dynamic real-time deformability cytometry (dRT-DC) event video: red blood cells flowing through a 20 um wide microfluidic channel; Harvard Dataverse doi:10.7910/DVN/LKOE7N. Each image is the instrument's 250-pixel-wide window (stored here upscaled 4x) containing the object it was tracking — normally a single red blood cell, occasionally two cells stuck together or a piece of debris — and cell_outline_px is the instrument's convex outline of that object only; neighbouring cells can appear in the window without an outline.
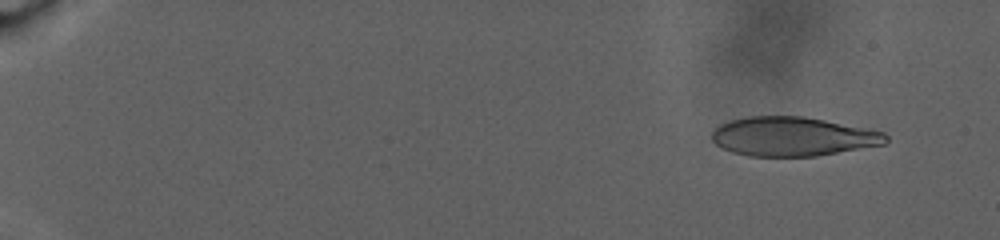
{"species": "human", "species_latin": "Homo sapiens", "temperature_condition": "warm", "stored_images_in_passage": 89, "camera_frame_rate_fps": 3000, "um_per_image_px": 0.085, "donor": {"sex": "male"}, "frame": {"image": 1, "passage_image": 8, "time_ms": 2.333, "image_size_px": [1000, 240], "cell_outline_px": [[888, 140], [884, 144], [816, 156], [748, 156], [732, 152], [716, 144], [712, 140], [712, 132], [720, 124], [732, 120], [748, 116], [804, 116], [868, 128], [884, 132], [888, 136]], "centroid_in_image_um": [67.4, 11.6], "position_along_channel_um": 17.6, "area_um2": 39.59}}
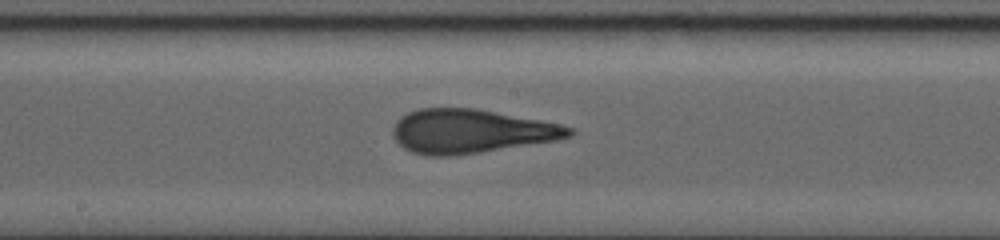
{"frame": {"image": 2, "passage_image": 53, "time_ms": 17.333, "image_size_px": [1000, 240], "cell_outline_px": [[576, 132], [572, 136], [556, 140], [480, 152], [452, 156], [428, 156], [412, 152], [404, 148], [396, 140], [392, 132], [392, 128], [396, 120], [400, 116], [408, 112], [420, 108], [476, 108], [540, 120], [560, 124], [576, 128]], "centroid_in_image_um": [40.02, 11.15], "position_along_channel_um": 208.2, "area_um2": 45.2}}
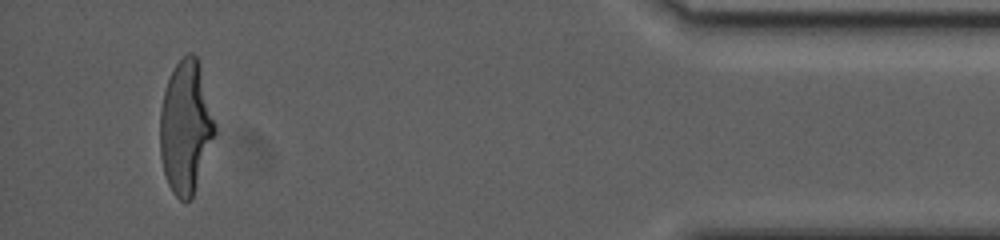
{"frame": {"image": 3, "passage_image": 85, "time_ms": 28.0, "image_size_px": [1000, 240], "cell_outline_px": [[216, 132], [192, 200], [180, 200], [172, 192], [168, 184], [164, 172], [160, 156], [160, 112], [164, 88], [176, 64], [188, 52], [192, 52], [196, 56], [200, 68], [216, 124]], "centroid_in_image_um": [15.78, 10.84], "position_along_channel_um": 419.4, "area_um2": 42.31}, "authors_computed_cell_mechanics": {"area_um2": 42.7142, "velocity_mm_per_s": 2.4591, "shape_relaxation_time_tau1_ms": 11.0397, "shape_relaxation_time_tau2_ms": 1.7848, "deformation_change_tau1": 0.3061, "deformation_change_tau2": 0.11}}